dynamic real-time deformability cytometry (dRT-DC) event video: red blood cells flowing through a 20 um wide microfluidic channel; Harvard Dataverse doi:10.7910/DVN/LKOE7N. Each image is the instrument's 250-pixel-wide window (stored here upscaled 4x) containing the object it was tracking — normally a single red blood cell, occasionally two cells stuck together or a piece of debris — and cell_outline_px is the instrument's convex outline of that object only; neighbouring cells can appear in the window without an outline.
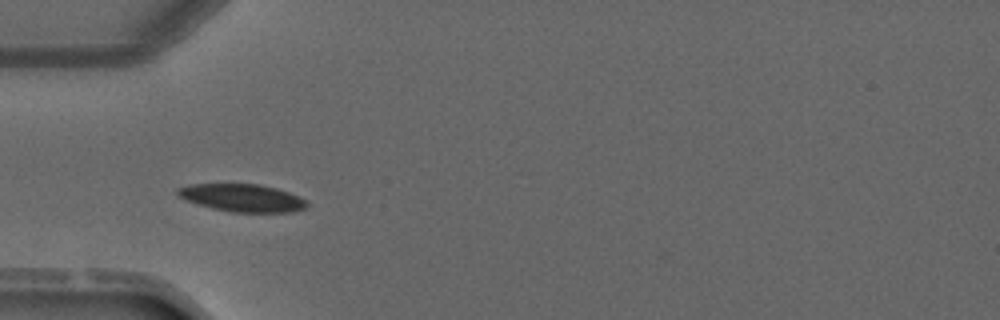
{"species": "common noctule bat (a hibernating species)", "species_latin": "Nyctalus noctula", "temperature_condition": "warm", "stored_images_in_passage": 4, "camera_frame_rate_fps": 3000, "um_per_image_px": 0.085, "animal": {"sex": "male", "forearm_length_mm": 52.5}, "frame": {"image": 1, "passage_image": 3, "time_ms": 2.333, "image_size_px": [1000, 320], "cell_outline_px": [[308, 208], [292, 212], [232, 212], [212, 208], [188, 200], [180, 196], [176, 192], [176, 188], [188, 184], [260, 184], [276, 188], [288, 192], [304, 200], [308, 204]], "centroid_in_image_um": [20.6, 16.81], "position_along_channel_um": 64.4, "area_um2": 20.63}}
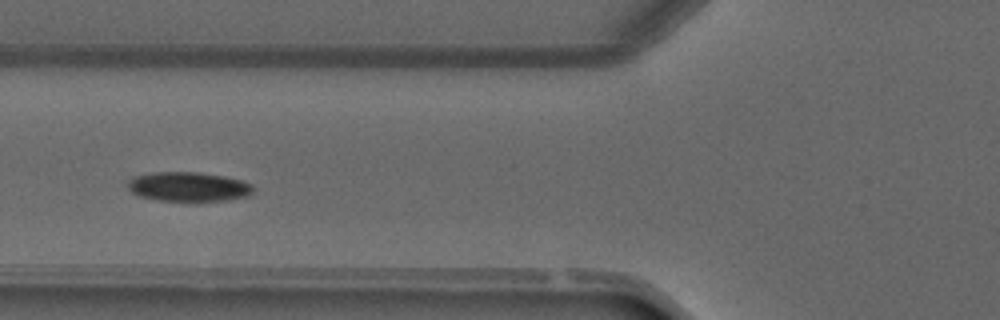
{"frame": {"image": 2, "passage_image": 4, "time_ms": 3.333, "image_size_px": [1000, 320], "cell_outline_px": [[252, 192], [248, 196], [224, 200], [196, 204], [188, 204], [156, 200], [140, 196], [132, 192], [128, 188], [128, 180], [136, 176], [152, 172], [196, 172], [224, 176], [244, 180], [252, 184]], "centroid_in_image_um": [16.03, 15.92], "position_along_channel_um": 109.8, "area_um2": 22.37}}